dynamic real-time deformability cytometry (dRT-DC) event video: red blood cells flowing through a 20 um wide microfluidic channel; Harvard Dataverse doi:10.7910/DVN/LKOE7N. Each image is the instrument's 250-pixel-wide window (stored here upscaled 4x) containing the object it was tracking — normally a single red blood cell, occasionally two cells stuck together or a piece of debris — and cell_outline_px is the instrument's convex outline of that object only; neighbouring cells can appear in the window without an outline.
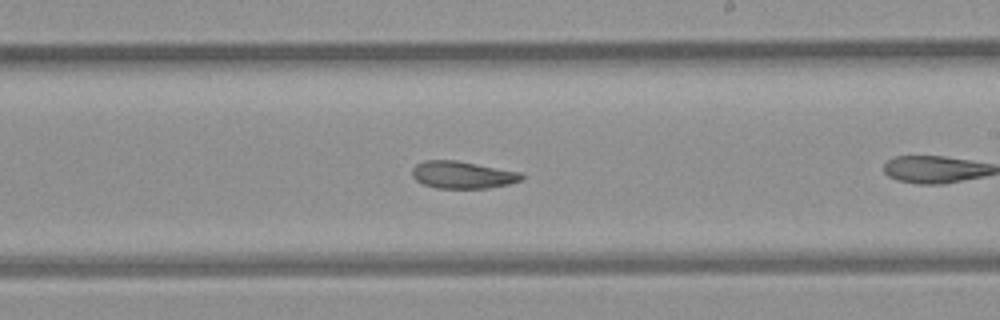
{"species": "common noctule bat (a hibernating species)", "species_latin": "Nyctalus noctula", "temperature_condition": "room temperature", "stored_images_in_passage": 34, "camera_frame_rate_fps": 3000, "um_per_image_px": 0.085, "animal": {"sex": "female", "body_mass_g": 21.9}, "frame": {"image": 1, "passage_image": 11, "time_ms": 3.333, "image_size_px": [1000, 320], "cell_outline_px": [[524, 176], [520, 180], [508, 184], [488, 188], [436, 188], [424, 184], [416, 180], [412, 176], [412, 168], [416, 164], [424, 160], [456, 160], [520, 172]], "centroid_in_image_um": [39.28, 14.86], "position_along_channel_um": 249.7, "area_um2": 17.28}}
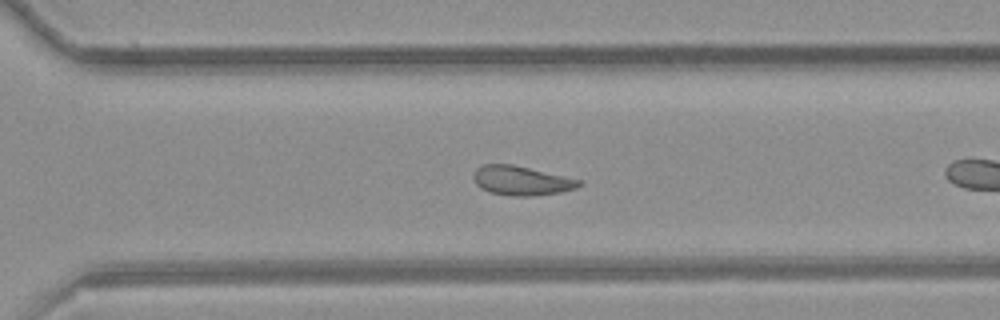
{"frame": {"image": 2, "passage_image": 17, "time_ms": 5.333, "image_size_px": [1000, 320], "cell_outline_px": [[584, 184], [576, 188], [560, 192], [532, 196], [512, 196], [488, 192], [480, 188], [476, 184], [472, 176], [472, 172], [476, 168], [484, 164], [512, 164], [584, 180]], "centroid_in_image_um": [44.32, 15.35], "position_along_channel_um": 326.3, "area_um2": 18.32}}
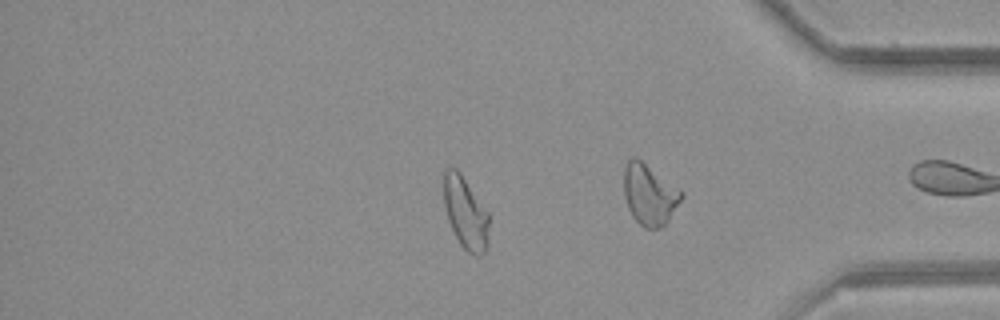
{"frame": {"image": 3, "passage_image": 25, "time_ms": 8.0, "image_size_px": [1000, 320], "cell_outline_px": [[488, 248], [480, 256], [476, 256], [468, 252], [460, 244], [448, 220], [444, 204], [444, 172], [448, 168], [456, 168], [460, 172], [488, 212]], "centroid_in_image_um": [39.58, 18.12], "position_along_channel_um": 395.6, "area_um2": 18.84}, "authors_computed_cell_mechanics": {"area_um2": 19.1896, "velocity_mm_per_s": 3.849, "shape_relaxation_time_tau1_ms": null, "shape_relaxation_time_tau2_ms": 0.68, "deformation_change_tau1": null, "deformation_change_tau2": 0.0729}}